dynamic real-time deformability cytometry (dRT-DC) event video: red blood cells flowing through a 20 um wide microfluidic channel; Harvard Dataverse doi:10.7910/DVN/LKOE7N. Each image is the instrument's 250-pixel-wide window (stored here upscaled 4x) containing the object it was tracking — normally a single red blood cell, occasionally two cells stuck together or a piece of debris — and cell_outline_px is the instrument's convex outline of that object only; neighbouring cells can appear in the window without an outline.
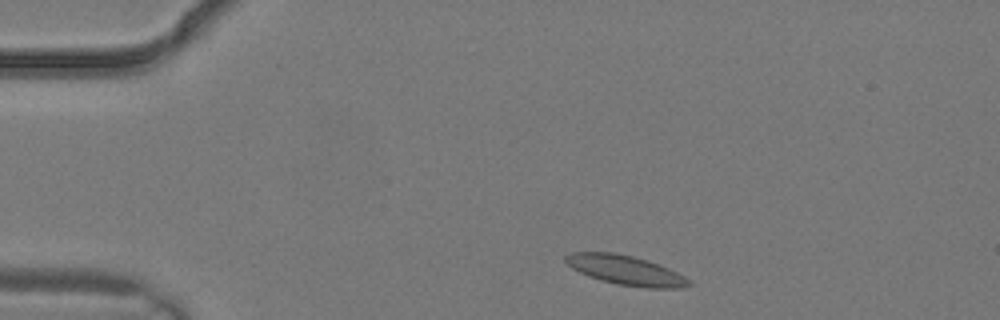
{"species": "common noctule bat (a hibernating species)", "species_latin": "Nyctalus noctula", "temperature_condition": "warm", "stored_images_in_passage": 2, "camera_frame_rate_fps": 3000, "um_per_image_px": 0.085, "animal": {"sex": "male", "body_mass_g": 19.2, "forearm_length_mm": 51.8}, "frame": {"image": 1, "passage_image": 2, "time_ms": 0.333, "image_size_px": [1000, 320], "cell_outline_px": [[692, 284], [684, 288], [648, 288], [616, 284], [600, 280], [588, 276], [572, 268], [564, 260], [564, 256], [572, 252], [616, 252], [648, 260], [668, 268], [684, 276]], "centroid_in_image_um": [53.16, 22.96], "position_along_channel_um": 31.8, "area_um2": 21.21}}